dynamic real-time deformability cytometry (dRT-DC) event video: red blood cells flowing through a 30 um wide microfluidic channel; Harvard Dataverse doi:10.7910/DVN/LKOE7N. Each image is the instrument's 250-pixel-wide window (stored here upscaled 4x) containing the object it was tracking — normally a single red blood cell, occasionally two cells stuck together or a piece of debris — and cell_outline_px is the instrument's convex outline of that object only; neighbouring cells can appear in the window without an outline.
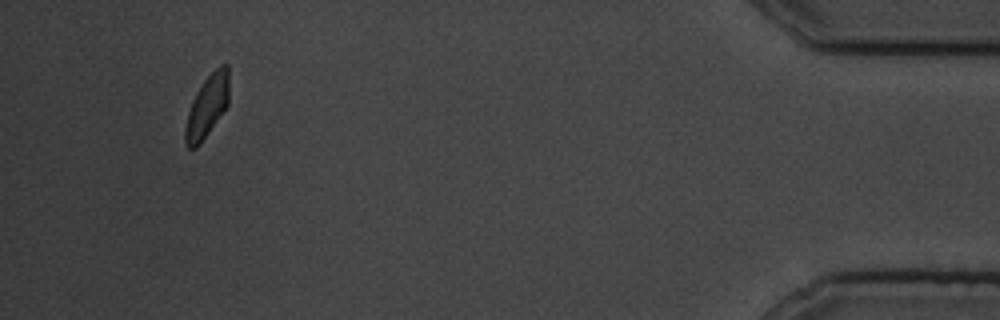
{"species": "common noctule bat (a hibernating species)", "species_latin": "Nyctalus noctula", "temperature_condition": "cold", "stored_images_in_passage": 15, "camera_frame_rate_fps": 3000, "um_per_image_px": 0.085, "animal": {"sex": "male", "body_mass_g": 19.5, "forearm_length_mm": 54.6}, "frame": {"image": 1, "passage_image": 15, "time_ms": 18.0, "image_size_px": [1000, 320], "cell_outline_px": [[228, 104], [208, 132], [196, 148], [188, 148], [184, 144], [184, 128], [188, 112], [192, 100], [196, 92], [204, 80], [220, 64], [228, 64]], "centroid_in_image_um": [17.58, 9.03], "position_along_channel_um": 417.6, "area_um2": 15.66}}